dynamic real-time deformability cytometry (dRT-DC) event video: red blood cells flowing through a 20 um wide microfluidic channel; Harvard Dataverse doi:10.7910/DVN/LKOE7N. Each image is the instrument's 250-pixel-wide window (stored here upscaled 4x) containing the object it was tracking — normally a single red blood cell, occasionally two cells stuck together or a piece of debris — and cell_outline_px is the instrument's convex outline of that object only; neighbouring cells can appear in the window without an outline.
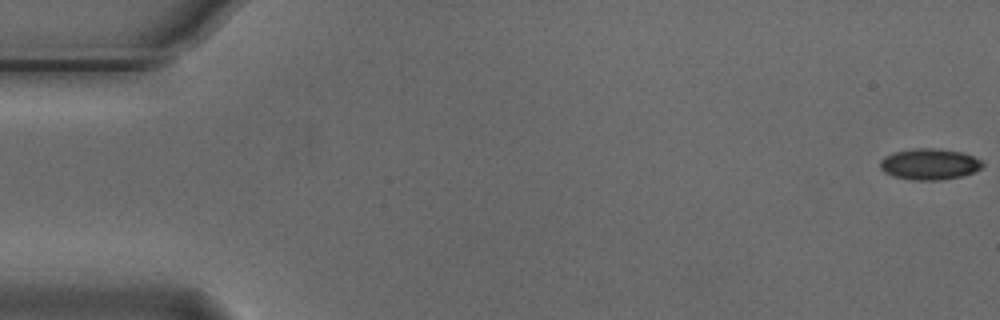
{"species": "Egyptian fruit bat (a non-hibernating species)", "species_latin": "Rousettus aegyptiacus", "temperature_condition": "cold", "stored_images_in_passage": 6, "camera_frame_rate_fps": 3000, "um_per_image_px": 0.085, "animal": {"sex": "male"}, "frame": {"image": 1, "passage_image": 1, "time_ms": 0.0, "image_size_px": [1000, 320], "cell_outline_px": [[984, 164], [980, 168], [972, 172], [960, 176], [940, 180], [912, 180], [892, 176], [884, 172], [880, 168], [880, 160], [884, 156], [896, 152], [916, 148], [936, 148], [960, 152], [972, 156], [980, 160]], "centroid_in_image_um": [78.96, 13.95], "position_along_channel_um": 6.0, "area_um2": 18.38}}
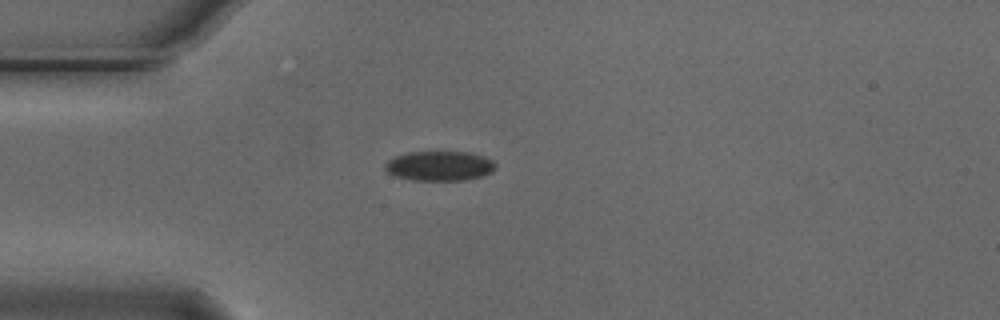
{"frame": {"image": 2, "passage_image": 5, "time_ms": 1.333, "image_size_px": [1000, 320], "cell_outline_px": [[496, 168], [492, 172], [480, 176], [464, 180], [412, 180], [392, 176], [384, 168], [384, 164], [388, 160], [396, 156], [408, 152], [468, 152], [492, 160], [496, 164]], "centroid_in_image_um": [37.32, 14.11], "position_along_channel_um": 47.7, "area_um2": 19.07}}